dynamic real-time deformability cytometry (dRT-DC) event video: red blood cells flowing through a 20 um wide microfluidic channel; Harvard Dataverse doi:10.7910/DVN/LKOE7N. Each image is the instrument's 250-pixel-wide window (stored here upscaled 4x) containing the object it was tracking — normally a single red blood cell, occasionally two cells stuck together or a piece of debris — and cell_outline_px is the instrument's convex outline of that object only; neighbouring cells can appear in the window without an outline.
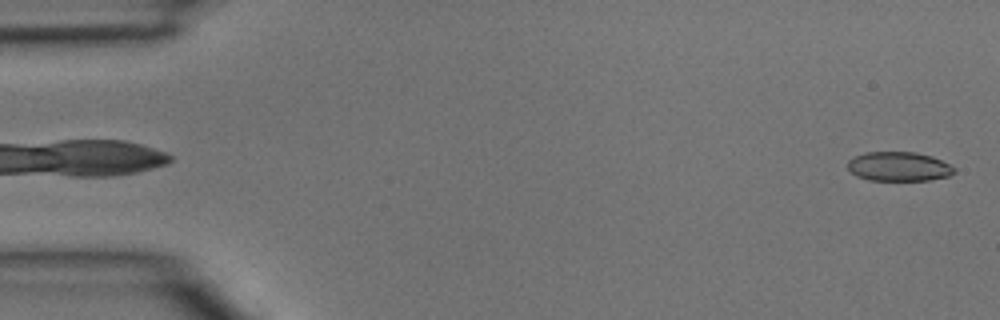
{"species": "common noctule bat (a hibernating species)", "species_latin": "Nyctalus noctula", "temperature_condition": "room temperature", "stored_images_in_passage": 44, "camera_frame_rate_fps": 3000, "um_per_image_px": 0.085, "animal": {"sex": "male", "body_mass_g": 15.6}, "frame": {"image": 1, "passage_image": 1, "time_ms": 0.0, "image_size_px": [1000, 320], "cell_outline_px": [[956, 172], [948, 176], [928, 180], [868, 180], [856, 176], [848, 168], [848, 160], [856, 156], [868, 152], [916, 152], [932, 156], [956, 168]], "centroid_in_image_um": [76.41, 14.15], "position_along_channel_um": 8.6, "area_um2": 18.09}}
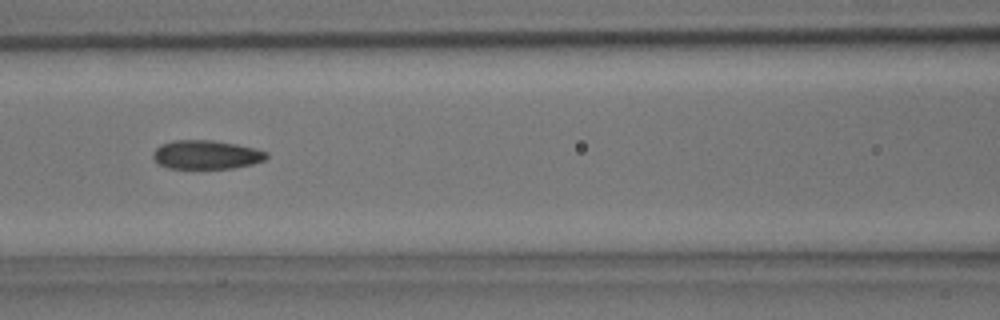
{"frame": {"image": 2, "passage_image": 19, "time_ms": 6.0, "image_size_px": [1000, 320], "cell_outline_px": [[268, 156], [264, 160], [252, 164], [232, 168], [168, 168], [160, 164], [152, 156], [152, 152], [160, 144], [172, 140], [212, 140], [236, 144], [268, 152]], "centroid_in_image_um": [17.51, 13.14], "position_along_channel_um": 149.1, "area_um2": 18.96}}
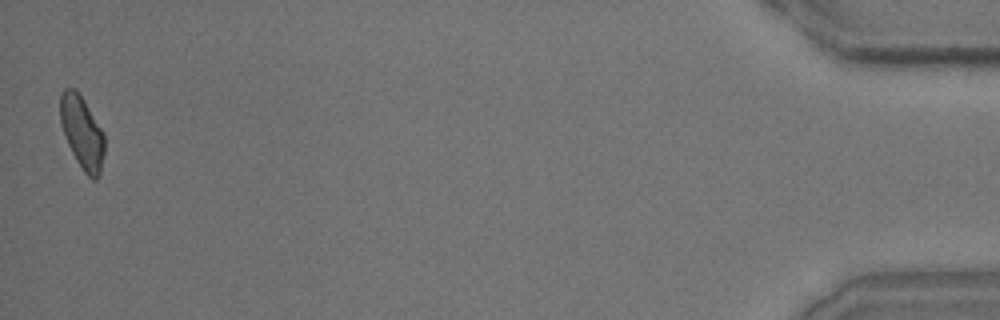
{"frame": {"image": 3, "passage_image": 44, "time_ms": 14.333, "image_size_px": [1000, 320], "cell_outline_px": [[104, 152], [100, 172], [96, 180], [92, 180], [84, 172], [76, 160], [68, 144], [60, 124], [60, 96], [64, 88], [72, 88], [84, 100], [100, 128], [104, 136]], "centroid_in_image_um": [6.96, 11.28], "position_along_channel_um": 428.2, "area_um2": 18.38}}